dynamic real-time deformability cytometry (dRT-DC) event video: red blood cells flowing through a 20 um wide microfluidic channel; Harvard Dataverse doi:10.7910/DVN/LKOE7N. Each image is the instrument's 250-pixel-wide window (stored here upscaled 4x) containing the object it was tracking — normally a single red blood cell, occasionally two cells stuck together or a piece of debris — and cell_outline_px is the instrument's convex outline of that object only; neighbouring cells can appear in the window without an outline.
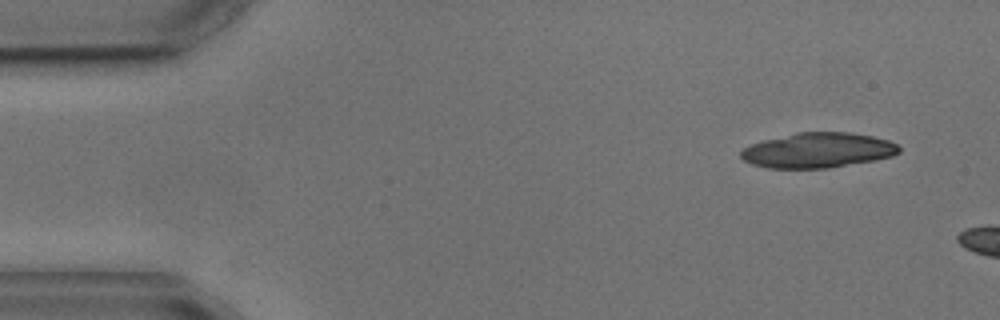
{"species": "common noctule bat (a hibernating species)", "species_latin": "Nyctalus noctula", "temperature_condition": "cold", "stored_images_in_passage": 3, "camera_frame_rate_fps": 3000, "um_per_image_px": 0.085, "animal": {"sex": "male", "body_mass_g": 17.9, "forearm_length_mm": 54.2}, "frame": {"image": 1, "passage_image": 1, "time_ms": 0.0, "image_size_px": [1000, 320], "cell_outline_px": [[900, 152], [892, 156], [876, 160], [828, 168], [768, 168], [752, 164], [744, 160], [740, 156], [740, 152], [744, 148], [752, 144], [764, 140], [796, 132], [848, 132], [872, 136], [888, 140], [896, 144], [900, 148]], "centroid_in_image_um": [69.53, 12.77], "position_along_channel_um": 15.5, "area_um2": 32.25}}